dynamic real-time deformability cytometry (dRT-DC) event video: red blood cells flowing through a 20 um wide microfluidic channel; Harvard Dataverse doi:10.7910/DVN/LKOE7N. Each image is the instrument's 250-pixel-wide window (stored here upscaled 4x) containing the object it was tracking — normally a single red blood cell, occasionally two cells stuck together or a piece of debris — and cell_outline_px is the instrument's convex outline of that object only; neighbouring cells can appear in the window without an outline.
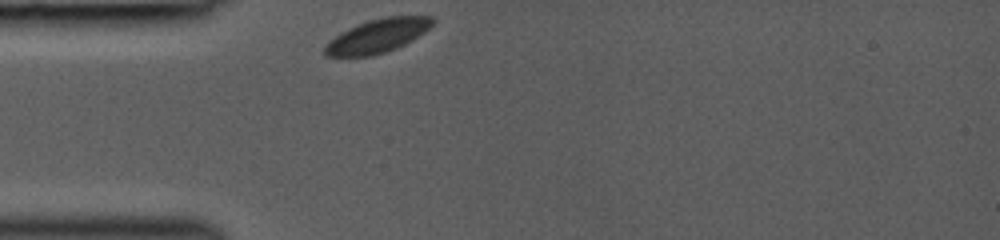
{"species": "common noctule bat (a hibernating species)", "species_latin": "Nyctalus noctula", "temperature_condition": "room temperature", "stored_images_in_passage": 23, "camera_frame_rate_fps": 3000, "um_per_image_px": 0.085, "animal": {"sex": "female", "body_mass_g": 19.0, "forearm_length_mm": 53.3}, "frame": {"image": 1, "passage_image": 1, "time_ms": 0.0, "image_size_px": [1000, 240], "cell_outline_px": [[436, 20], [424, 32], [404, 44], [396, 48], [372, 56], [324, 56], [324, 44], [328, 40], [340, 32], [348, 28], [368, 20], [384, 16], [432, 16]], "centroid_in_image_um": [32.04, 3.04], "position_along_channel_um": 53.0, "area_um2": 21.15}}
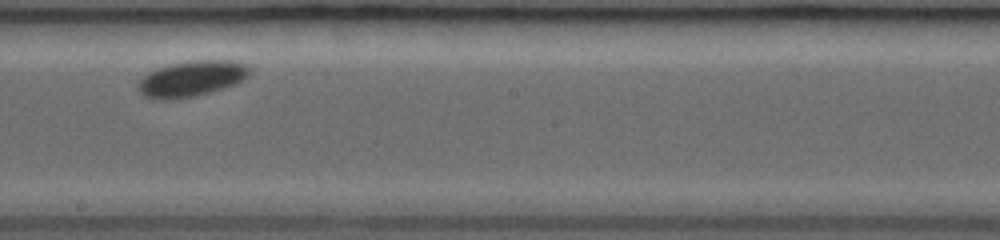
{"frame": {"image": 2, "passage_image": 13, "time_ms": 4.667, "image_size_px": [1000, 240], "cell_outline_px": [[252, 72], [244, 80], [236, 84], [208, 92], [192, 96], [168, 100], [152, 100], [144, 96], [136, 88], [136, 84], [148, 72], [156, 68], [168, 64], [188, 60], [228, 60], [244, 64], [252, 68]], "centroid_in_image_um": [16.25, 6.68], "position_along_channel_um": 231.9, "area_um2": 23.52}}
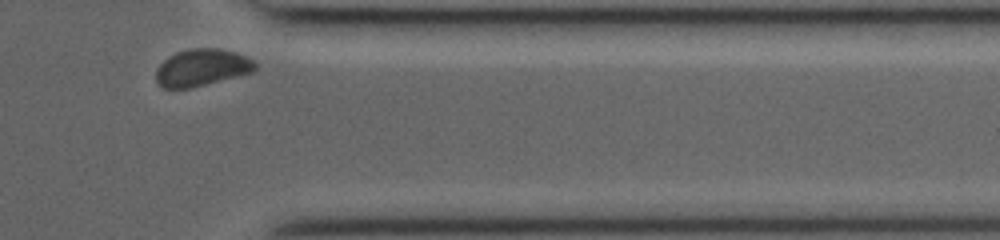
{"frame": {"image": 3, "passage_image": 23, "time_ms": 8.667, "image_size_px": [1000, 240], "cell_outline_px": [[256, 68], [252, 72], [192, 88], [164, 88], [156, 80], [156, 68], [168, 56], [176, 52], [192, 48], [220, 48], [236, 52], [252, 60], [256, 64]], "centroid_in_image_um": [17.14, 5.74], "position_along_channel_um": 394.3, "area_um2": 21.33}}